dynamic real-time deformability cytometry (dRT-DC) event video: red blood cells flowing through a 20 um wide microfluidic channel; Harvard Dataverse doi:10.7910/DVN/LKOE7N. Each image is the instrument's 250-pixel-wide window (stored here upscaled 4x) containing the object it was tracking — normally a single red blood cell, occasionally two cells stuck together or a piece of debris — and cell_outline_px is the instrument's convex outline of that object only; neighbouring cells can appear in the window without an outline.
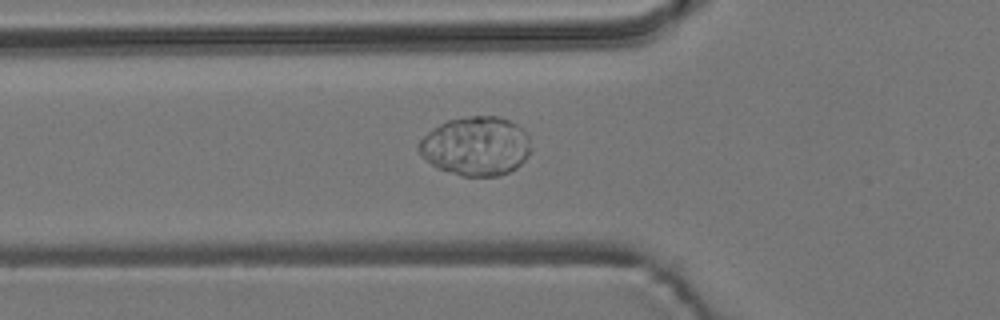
{"species": "common noctule bat (a hibernating species)", "species_latin": "Nyctalus noctula", "temperature_condition": "room temperature", "stored_images_in_passage": 5, "camera_frame_rate_fps": 3000, "um_per_image_px": 0.085, "animal": {"sex": "male", "body_mass_g": 19.2, "forearm_length_mm": 51.8}, "frame": {"image": 1, "passage_image": 5, "time_ms": 4.667, "image_size_px": [1000, 320], "cell_outline_px": [[532, 148], [528, 156], [516, 168], [500, 176], [460, 176], [440, 168], [432, 164], [420, 152], [420, 140], [432, 128], [448, 120], [472, 116], [496, 116], [508, 120], [516, 124], [528, 136]], "centroid_in_image_um": [40.49, 12.42], "position_along_channel_um": 85.3, "area_um2": 38.15}}